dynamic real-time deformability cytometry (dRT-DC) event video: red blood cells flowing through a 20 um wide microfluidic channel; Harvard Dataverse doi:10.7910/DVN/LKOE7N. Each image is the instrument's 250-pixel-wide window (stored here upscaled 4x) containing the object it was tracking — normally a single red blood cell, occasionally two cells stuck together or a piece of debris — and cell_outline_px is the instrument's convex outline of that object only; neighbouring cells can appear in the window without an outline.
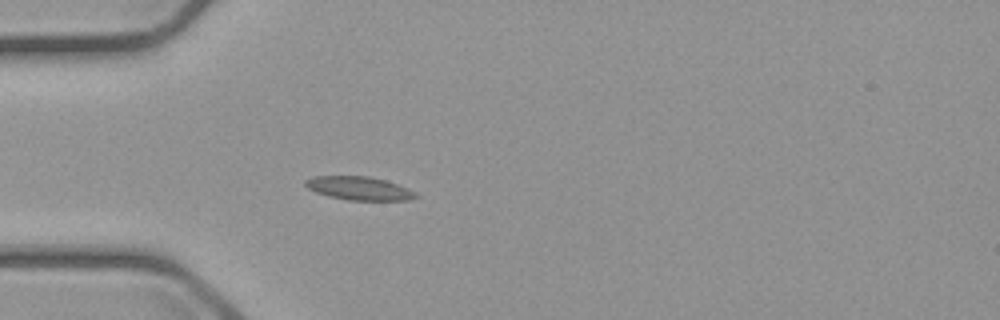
{"species": "common noctule bat (a hibernating species)", "species_latin": "Nyctalus noctula", "temperature_condition": "cold", "stored_images_in_passage": 4, "camera_frame_rate_fps": 3000, "um_per_image_px": 0.085, "animal": {"sex": "male", "body_mass_g": 23.1, "forearm_length_mm": 52.7}, "frame": {"image": 1, "passage_image": 4, "time_ms": 3.667, "image_size_px": [1000, 320], "cell_outline_px": [[420, 196], [408, 200], [348, 200], [328, 196], [316, 192], [308, 188], [304, 184], [304, 180], [312, 176], [368, 176], [384, 180], [408, 188], [416, 192]], "centroid_in_image_um": [30.51, 16.0], "position_along_channel_um": 54.5, "area_um2": 15.09}}